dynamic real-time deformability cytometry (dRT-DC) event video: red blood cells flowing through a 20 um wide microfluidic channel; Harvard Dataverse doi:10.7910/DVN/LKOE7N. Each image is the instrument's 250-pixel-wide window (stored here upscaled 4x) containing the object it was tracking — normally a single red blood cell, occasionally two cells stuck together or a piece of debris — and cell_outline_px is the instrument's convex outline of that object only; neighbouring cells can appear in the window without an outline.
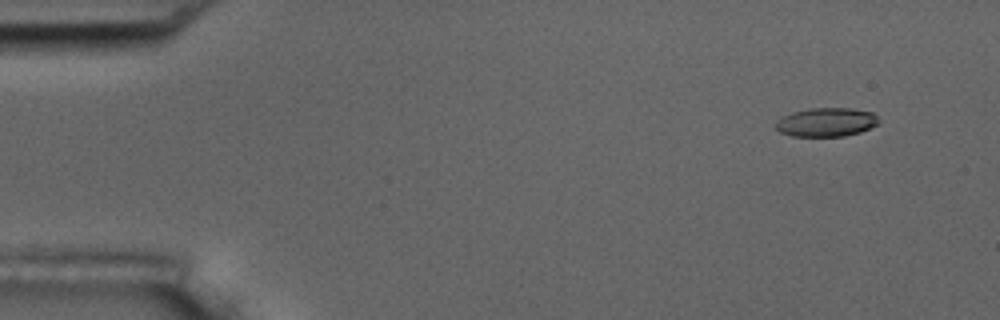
{"species": "common noctule bat (a hibernating species)", "species_latin": "Nyctalus noctula", "temperature_condition": "room temperature", "stored_images_in_passage": 2, "camera_frame_rate_fps": 3000, "um_per_image_px": 0.085, "animal": {"sex": "male", "body_mass_g": 17.5, "forearm_length_mm": 52.3}, "frame": {"image": 1, "passage_image": 2, "time_ms": 1.0, "image_size_px": [1000, 320], "cell_outline_px": [[880, 124], [860, 132], [844, 136], [792, 136], [780, 132], [776, 128], [776, 120], [792, 112], [808, 108], [852, 108], [872, 112], [880, 120]], "centroid_in_image_um": [70.26, 10.38], "position_along_channel_um": 14.7, "area_um2": 17.4}}